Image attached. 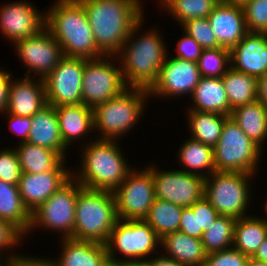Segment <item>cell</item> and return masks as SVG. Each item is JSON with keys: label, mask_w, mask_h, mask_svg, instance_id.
Here are the masks:
<instances>
[{"label": "cell", "mask_w": 267, "mask_h": 266, "mask_svg": "<svg viewBox=\"0 0 267 266\" xmlns=\"http://www.w3.org/2000/svg\"><path fill=\"white\" fill-rule=\"evenodd\" d=\"M143 21L144 17L132 29L115 59L120 61L122 76L127 87L149 90L157 81L160 68L168 53L159 30L151 28L150 31L148 29L142 35H137L136 31L142 30L140 28Z\"/></svg>", "instance_id": "obj_2"}, {"label": "cell", "mask_w": 267, "mask_h": 266, "mask_svg": "<svg viewBox=\"0 0 267 266\" xmlns=\"http://www.w3.org/2000/svg\"><path fill=\"white\" fill-rule=\"evenodd\" d=\"M230 110L256 101L257 78L230 67L222 77Z\"/></svg>", "instance_id": "obj_33"}, {"label": "cell", "mask_w": 267, "mask_h": 266, "mask_svg": "<svg viewBox=\"0 0 267 266\" xmlns=\"http://www.w3.org/2000/svg\"><path fill=\"white\" fill-rule=\"evenodd\" d=\"M13 45L22 65L27 68L26 77L38 76L37 78L44 80L64 57L62 47L46 28L35 36L16 41Z\"/></svg>", "instance_id": "obj_14"}, {"label": "cell", "mask_w": 267, "mask_h": 266, "mask_svg": "<svg viewBox=\"0 0 267 266\" xmlns=\"http://www.w3.org/2000/svg\"><path fill=\"white\" fill-rule=\"evenodd\" d=\"M85 9L98 50L117 56L135 25L144 17L142 0H79Z\"/></svg>", "instance_id": "obj_1"}, {"label": "cell", "mask_w": 267, "mask_h": 266, "mask_svg": "<svg viewBox=\"0 0 267 266\" xmlns=\"http://www.w3.org/2000/svg\"><path fill=\"white\" fill-rule=\"evenodd\" d=\"M102 266H124V262L122 261H116L112 259H107Z\"/></svg>", "instance_id": "obj_54"}, {"label": "cell", "mask_w": 267, "mask_h": 266, "mask_svg": "<svg viewBox=\"0 0 267 266\" xmlns=\"http://www.w3.org/2000/svg\"><path fill=\"white\" fill-rule=\"evenodd\" d=\"M253 174L215 171L205 178L204 197L219 215L235 219L247 217V206L252 198L249 185Z\"/></svg>", "instance_id": "obj_9"}, {"label": "cell", "mask_w": 267, "mask_h": 266, "mask_svg": "<svg viewBox=\"0 0 267 266\" xmlns=\"http://www.w3.org/2000/svg\"><path fill=\"white\" fill-rule=\"evenodd\" d=\"M124 266H148L147 262H124Z\"/></svg>", "instance_id": "obj_56"}, {"label": "cell", "mask_w": 267, "mask_h": 266, "mask_svg": "<svg viewBox=\"0 0 267 266\" xmlns=\"http://www.w3.org/2000/svg\"><path fill=\"white\" fill-rule=\"evenodd\" d=\"M62 250L58 259H51L53 266H102L108 259L105 244L92 241L61 239Z\"/></svg>", "instance_id": "obj_24"}, {"label": "cell", "mask_w": 267, "mask_h": 266, "mask_svg": "<svg viewBox=\"0 0 267 266\" xmlns=\"http://www.w3.org/2000/svg\"><path fill=\"white\" fill-rule=\"evenodd\" d=\"M147 98H150L147 89L127 87L117 97L97 105L93 109L94 130L101 132L97 139L118 140L129 133L142 118Z\"/></svg>", "instance_id": "obj_6"}, {"label": "cell", "mask_w": 267, "mask_h": 266, "mask_svg": "<svg viewBox=\"0 0 267 266\" xmlns=\"http://www.w3.org/2000/svg\"><path fill=\"white\" fill-rule=\"evenodd\" d=\"M249 258V256L231 247L207 254L203 266H247Z\"/></svg>", "instance_id": "obj_41"}, {"label": "cell", "mask_w": 267, "mask_h": 266, "mask_svg": "<svg viewBox=\"0 0 267 266\" xmlns=\"http://www.w3.org/2000/svg\"><path fill=\"white\" fill-rule=\"evenodd\" d=\"M31 129L27 142L57 151L65 160L68 151L64 145L55 107L47 104L31 116Z\"/></svg>", "instance_id": "obj_22"}, {"label": "cell", "mask_w": 267, "mask_h": 266, "mask_svg": "<svg viewBox=\"0 0 267 266\" xmlns=\"http://www.w3.org/2000/svg\"><path fill=\"white\" fill-rule=\"evenodd\" d=\"M184 33L191 36L203 49L221 47L208 18L190 19L181 25Z\"/></svg>", "instance_id": "obj_38"}, {"label": "cell", "mask_w": 267, "mask_h": 266, "mask_svg": "<svg viewBox=\"0 0 267 266\" xmlns=\"http://www.w3.org/2000/svg\"><path fill=\"white\" fill-rule=\"evenodd\" d=\"M46 11L45 28L60 44L64 56L86 60L104 56L97 48L93 30L79 0H57Z\"/></svg>", "instance_id": "obj_3"}, {"label": "cell", "mask_w": 267, "mask_h": 266, "mask_svg": "<svg viewBox=\"0 0 267 266\" xmlns=\"http://www.w3.org/2000/svg\"><path fill=\"white\" fill-rule=\"evenodd\" d=\"M231 67L249 76L267 73V33H251L230 49Z\"/></svg>", "instance_id": "obj_19"}, {"label": "cell", "mask_w": 267, "mask_h": 266, "mask_svg": "<svg viewBox=\"0 0 267 266\" xmlns=\"http://www.w3.org/2000/svg\"><path fill=\"white\" fill-rule=\"evenodd\" d=\"M112 58L115 57L103 56L85 61L82 103L87 107L94 109L97 105L117 97L127 88L119 59L116 60L119 63L116 62L115 65Z\"/></svg>", "instance_id": "obj_11"}, {"label": "cell", "mask_w": 267, "mask_h": 266, "mask_svg": "<svg viewBox=\"0 0 267 266\" xmlns=\"http://www.w3.org/2000/svg\"><path fill=\"white\" fill-rule=\"evenodd\" d=\"M46 105L45 85L42 79L23 77L11 80L6 113L31 117Z\"/></svg>", "instance_id": "obj_20"}, {"label": "cell", "mask_w": 267, "mask_h": 266, "mask_svg": "<svg viewBox=\"0 0 267 266\" xmlns=\"http://www.w3.org/2000/svg\"><path fill=\"white\" fill-rule=\"evenodd\" d=\"M23 238H26L25 235L17 227L0 219V256L5 254L4 250L10 249L12 251L11 248L22 244L20 242Z\"/></svg>", "instance_id": "obj_43"}, {"label": "cell", "mask_w": 267, "mask_h": 266, "mask_svg": "<svg viewBox=\"0 0 267 266\" xmlns=\"http://www.w3.org/2000/svg\"><path fill=\"white\" fill-rule=\"evenodd\" d=\"M117 220L113 192L80 189L76 199L74 240L106 244Z\"/></svg>", "instance_id": "obj_5"}, {"label": "cell", "mask_w": 267, "mask_h": 266, "mask_svg": "<svg viewBox=\"0 0 267 266\" xmlns=\"http://www.w3.org/2000/svg\"><path fill=\"white\" fill-rule=\"evenodd\" d=\"M267 237V222L258 216L236 219L233 247L252 257Z\"/></svg>", "instance_id": "obj_32"}, {"label": "cell", "mask_w": 267, "mask_h": 266, "mask_svg": "<svg viewBox=\"0 0 267 266\" xmlns=\"http://www.w3.org/2000/svg\"><path fill=\"white\" fill-rule=\"evenodd\" d=\"M60 134L64 145L69 148L74 141L85 138L94 130V111L83 103L55 107Z\"/></svg>", "instance_id": "obj_23"}, {"label": "cell", "mask_w": 267, "mask_h": 266, "mask_svg": "<svg viewBox=\"0 0 267 266\" xmlns=\"http://www.w3.org/2000/svg\"><path fill=\"white\" fill-rule=\"evenodd\" d=\"M262 149L229 117L213 147L214 164L219 172H243L256 175Z\"/></svg>", "instance_id": "obj_8"}, {"label": "cell", "mask_w": 267, "mask_h": 266, "mask_svg": "<svg viewBox=\"0 0 267 266\" xmlns=\"http://www.w3.org/2000/svg\"><path fill=\"white\" fill-rule=\"evenodd\" d=\"M152 172L156 199L181 207H191L204 196L205 178L181 169L159 170L155 164L147 167Z\"/></svg>", "instance_id": "obj_13"}, {"label": "cell", "mask_w": 267, "mask_h": 266, "mask_svg": "<svg viewBox=\"0 0 267 266\" xmlns=\"http://www.w3.org/2000/svg\"><path fill=\"white\" fill-rule=\"evenodd\" d=\"M31 257L30 255H21L9 260L7 266H53L52 261L49 258Z\"/></svg>", "instance_id": "obj_48"}, {"label": "cell", "mask_w": 267, "mask_h": 266, "mask_svg": "<svg viewBox=\"0 0 267 266\" xmlns=\"http://www.w3.org/2000/svg\"><path fill=\"white\" fill-rule=\"evenodd\" d=\"M21 173L22 171L15 148L2 149L0 151V179L11 185H18Z\"/></svg>", "instance_id": "obj_40"}, {"label": "cell", "mask_w": 267, "mask_h": 266, "mask_svg": "<svg viewBox=\"0 0 267 266\" xmlns=\"http://www.w3.org/2000/svg\"><path fill=\"white\" fill-rule=\"evenodd\" d=\"M22 173L53 171L64 158L51 149L29 142H21L15 147Z\"/></svg>", "instance_id": "obj_31"}, {"label": "cell", "mask_w": 267, "mask_h": 266, "mask_svg": "<svg viewBox=\"0 0 267 266\" xmlns=\"http://www.w3.org/2000/svg\"><path fill=\"white\" fill-rule=\"evenodd\" d=\"M177 154L179 165H184L182 171L199 175L203 178H207L216 171L213 147L200 141L192 138L185 140ZM204 171L206 172L204 173Z\"/></svg>", "instance_id": "obj_28"}, {"label": "cell", "mask_w": 267, "mask_h": 266, "mask_svg": "<svg viewBox=\"0 0 267 266\" xmlns=\"http://www.w3.org/2000/svg\"><path fill=\"white\" fill-rule=\"evenodd\" d=\"M256 99L267 108V73L257 78Z\"/></svg>", "instance_id": "obj_49"}, {"label": "cell", "mask_w": 267, "mask_h": 266, "mask_svg": "<svg viewBox=\"0 0 267 266\" xmlns=\"http://www.w3.org/2000/svg\"><path fill=\"white\" fill-rule=\"evenodd\" d=\"M8 253H9L8 255L6 254V256H7V258L5 259L6 261L3 260L4 257L0 256V266H7L10 259L16 258V257H19L22 255V254L19 255L18 252L16 253V251L14 253V250L12 252L9 251Z\"/></svg>", "instance_id": "obj_52"}, {"label": "cell", "mask_w": 267, "mask_h": 266, "mask_svg": "<svg viewBox=\"0 0 267 266\" xmlns=\"http://www.w3.org/2000/svg\"><path fill=\"white\" fill-rule=\"evenodd\" d=\"M193 105L189 110L231 115L222 77H201L191 96Z\"/></svg>", "instance_id": "obj_26"}, {"label": "cell", "mask_w": 267, "mask_h": 266, "mask_svg": "<svg viewBox=\"0 0 267 266\" xmlns=\"http://www.w3.org/2000/svg\"><path fill=\"white\" fill-rule=\"evenodd\" d=\"M183 207L154 199L148 216L144 219L160 238L179 229Z\"/></svg>", "instance_id": "obj_34"}, {"label": "cell", "mask_w": 267, "mask_h": 266, "mask_svg": "<svg viewBox=\"0 0 267 266\" xmlns=\"http://www.w3.org/2000/svg\"><path fill=\"white\" fill-rule=\"evenodd\" d=\"M242 9L248 32L267 33V0H251Z\"/></svg>", "instance_id": "obj_39"}, {"label": "cell", "mask_w": 267, "mask_h": 266, "mask_svg": "<svg viewBox=\"0 0 267 266\" xmlns=\"http://www.w3.org/2000/svg\"><path fill=\"white\" fill-rule=\"evenodd\" d=\"M182 36L183 37L178 40L176 46V52L178 55L176 54L174 57L197 63L203 52L202 46L187 33Z\"/></svg>", "instance_id": "obj_44"}, {"label": "cell", "mask_w": 267, "mask_h": 266, "mask_svg": "<svg viewBox=\"0 0 267 266\" xmlns=\"http://www.w3.org/2000/svg\"><path fill=\"white\" fill-rule=\"evenodd\" d=\"M189 134L191 138L205 145L214 147L221 136L225 121L230 117L212 112H201L187 109Z\"/></svg>", "instance_id": "obj_30"}, {"label": "cell", "mask_w": 267, "mask_h": 266, "mask_svg": "<svg viewBox=\"0 0 267 266\" xmlns=\"http://www.w3.org/2000/svg\"><path fill=\"white\" fill-rule=\"evenodd\" d=\"M197 64L201 77H223L231 67L230 49L225 47L203 49Z\"/></svg>", "instance_id": "obj_37"}, {"label": "cell", "mask_w": 267, "mask_h": 266, "mask_svg": "<svg viewBox=\"0 0 267 266\" xmlns=\"http://www.w3.org/2000/svg\"><path fill=\"white\" fill-rule=\"evenodd\" d=\"M162 245L165 250L164 255L183 266H203L205 263L207 253L201 239L176 231L161 238V247Z\"/></svg>", "instance_id": "obj_25"}, {"label": "cell", "mask_w": 267, "mask_h": 266, "mask_svg": "<svg viewBox=\"0 0 267 266\" xmlns=\"http://www.w3.org/2000/svg\"><path fill=\"white\" fill-rule=\"evenodd\" d=\"M251 0H225L228 4H233L236 6L243 7L246 3L250 2Z\"/></svg>", "instance_id": "obj_55"}, {"label": "cell", "mask_w": 267, "mask_h": 266, "mask_svg": "<svg viewBox=\"0 0 267 266\" xmlns=\"http://www.w3.org/2000/svg\"><path fill=\"white\" fill-rule=\"evenodd\" d=\"M247 266H267V263L250 257Z\"/></svg>", "instance_id": "obj_53"}, {"label": "cell", "mask_w": 267, "mask_h": 266, "mask_svg": "<svg viewBox=\"0 0 267 266\" xmlns=\"http://www.w3.org/2000/svg\"><path fill=\"white\" fill-rule=\"evenodd\" d=\"M236 219L219 215L201 238L207 254L233 247Z\"/></svg>", "instance_id": "obj_35"}, {"label": "cell", "mask_w": 267, "mask_h": 266, "mask_svg": "<svg viewBox=\"0 0 267 266\" xmlns=\"http://www.w3.org/2000/svg\"><path fill=\"white\" fill-rule=\"evenodd\" d=\"M207 18L221 47L231 49L248 33L240 6L217 3Z\"/></svg>", "instance_id": "obj_21"}, {"label": "cell", "mask_w": 267, "mask_h": 266, "mask_svg": "<svg viewBox=\"0 0 267 266\" xmlns=\"http://www.w3.org/2000/svg\"><path fill=\"white\" fill-rule=\"evenodd\" d=\"M160 256L150 257L147 262L148 266H183L173 258H169L166 255L160 253Z\"/></svg>", "instance_id": "obj_50"}, {"label": "cell", "mask_w": 267, "mask_h": 266, "mask_svg": "<svg viewBox=\"0 0 267 266\" xmlns=\"http://www.w3.org/2000/svg\"><path fill=\"white\" fill-rule=\"evenodd\" d=\"M0 7V33L13 44L45 28V12H40L30 2L21 0Z\"/></svg>", "instance_id": "obj_17"}, {"label": "cell", "mask_w": 267, "mask_h": 266, "mask_svg": "<svg viewBox=\"0 0 267 266\" xmlns=\"http://www.w3.org/2000/svg\"><path fill=\"white\" fill-rule=\"evenodd\" d=\"M2 114H6V117L8 116L7 118L10 124L9 126L11 127L10 130L16 133V135H19V139H21L19 140V143L27 142L29 131L32 125L31 117H23L15 114H9L6 112Z\"/></svg>", "instance_id": "obj_45"}, {"label": "cell", "mask_w": 267, "mask_h": 266, "mask_svg": "<svg viewBox=\"0 0 267 266\" xmlns=\"http://www.w3.org/2000/svg\"><path fill=\"white\" fill-rule=\"evenodd\" d=\"M64 159L53 171L21 173L18 190L30 213L51 197L71 176ZM68 168V169H67Z\"/></svg>", "instance_id": "obj_18"}, {"label": "cell", "mask_w": 267, "mask_h": 266, "mask_svg": "<svg viewBox=\"0 0 267 266\" xmlns=\"http://www.w3.org/2000/svg\"><path fill=\"white\" fill-rule=\"evenodd\" d=\"M84 145L80 169L72 176L85 188L114 192L133 169L117 140L95 138Z\"/></svg>", "instance_id": "obj_4"}, {"label": "cell", "mask_w": 267, "mask_h": 266, "mask_svg": "<svg viewBox=\"0 0 267 266\" xmlns=\"http://www.w3.org/2000/svg\"><path fill=\"white\" fill-rule=\"evenodd\" d=\"M159 4L163 1V0H156Z\"/></svg>", "instance_id": "obj_59"}, {"label": "cell", "mask_w": 267, "mask_h": 266, "mask_svg": "<svg viewBox=\"0 0 267 266\" xmlns=\"http://www.w3.org/2000/svg\"><path fill=\"white\" fill-rule=\"evenodd\" d=\"M190 208L193 212H197L198 239H201L203 233L216 221L219 214L204 196Z\"/></svg>", "instance_id": "obj_42"}, {"label": "cell", "mask_w": 267, "mask_h": 266, "mask_svg": "<svg viewBox=\"0 0 267 266\" xmlns=\"http://www.w3.org/2000/svg\"><path fill=\"white\" fill-rule=\"evenodd\" d=\"M12 74L4 68H0V114L5 113L8 106L9 87Z\"/></svg>", "instance_id": "obj_47"}, {"label": "cell", "mask_w": 267, "mask_h": 266, "mask_svg": "<svg viewBox=\"0 0 267 266\" xmlns=\"http://www.w3.org/2000/svg\"><path fill=\"white\" fill-rule=\"evenodd\" d=\"M252 257L267 263V237Z\"/></svg>", "instance_id": "obj_51"}, {"label": "cell", "mask_w": 267, "mask_h": 266, "mask_svg": "<svg viewBox=\"0 0 267 266\" xmlns=\"http://www.w3.org/2000/svg\"><path fill=\"white\" fill-rule=\"evenodd\" d=\"M213 1H215L216 3H224L225 2V0H213Z\"/></svg>", "instance_id": "obj_58"}, {"label": "cell", "mask_w": 267, "mask_h": 266, "mask_svg": "<svg viewBox=\"0 0 267 266\" xmlns=\"http://www.w3.org/2000/svg\"><path fill=\"white\" fill-rule=\"evenodd\" d=\"M105 245L109 259L146 262L153 252L160 251L161 238L144 219H118ZM116 252L124 255V258H118Z\"/></svg>", "instance_id": "obj_7"}, {"label": "cell", "mask_w": 267, "mask_h": 266, "mask_svg": "<svg viewBox=\"0 0 267 266\" xmlns=\"http://www.w3.org/2000/svg\"><path fill=\"white\" fill-rule=\"evenodd\" d=\"M230 117L262 149L267 138V108L256 100L233 109Z\"/></svg>", "instance_id": "obj_27"}, {"label": "cell", "mask_w": 267, "mask_h": 266, "mask_svg": "<svg viewBox=\"0 0 267 266\" xmlns=\"http://www.w3.org/2000/svg\"><path fill=\"white\" fill-rule=\"evenodd\" d=\"M168 56L160 68L157 81L148 90L149 96L167 100L183 94L191 96L201 78L198 64Z\"/></svg>", "instance_id": "obj_16"}, {"label": "cell", "mask_w": 267, "mask_h": 266, "mask_svg": "<svg viewBox=\"0 0 267 266\" xmlns=\"http://www.w3.org/2000/svg\"><path fill=\"white\" fill-rule=\"evenodd\" d=\"M113 193L118 219H145L155 199L152 172L146 166L138 172L133 168Z\"/></svg>", "instance_id": "obj_12"}, {"label": "cell", "mask_w": 267, "mask_h": 266, "mask_svg": "<svg viewBox=\"0 0 267 266\" xmlns=\"http://www.w3.org/2000/svg\"><path fill=\"white\" fill-rule=\"evenodd\" d=\"M178 231L198 238L197 212H193L190 207H183Z\"/></svg>", "instance_id": "obj_46"}, {"label": "cell", "mask_w": 267, "mask_h": 266, "mask_svg": "<svg viewBox=\"0 0 267 266\" xmlns=\"http://www.w3.org/2000/svg\"><path fill=\"white\" fill-rule=\"evenodd\" d=\"M162 9L166 10L180 26L190 19L206 18L217 4L213 0H163Z\"/></svg>", "instance_id": "obj_36"}, {"label": "cell", "mask_w": 267, "mask_h": 266, "mask_svg": "<svg viewBox=\"0 0 267 266\" xmlns=\"http://www.w3.org/2000/svg\"><path fill=\"white\" fill-rule=\"evenodd\" d=\"M86 59L64 56L43 80L47 104L54 107L82 103L83 72Z\"/></svg>", "instance_id": "obj_15"}, {"label": "cell", "mask_w": 267, "mask_h": 266, "mask_svg": "<svg viewBox=\"0 0 267 266\" xmlns=\"http://www.w3.org/2000/svg\"><path fill=\"white\" fill-rule=\"evenodd\" d=\"M264 211L267 213V199H266V204H265V206H264ZM266 215V218H262V219H264L266 222H267V214H265Z\"/></svg>", "instance_id": "obj_57"}, {"label": "cell", "mask_w": 267, "mask_h": 266, "mask_svg": "<svg viewBox=\"0 0 267 266\" xmlns=\"http://www.w3.org/2000/svg\"><path fill=\"white\" fill-rule=\"evenodd\" d=\"M0 219L17 227L25 236L28 234L31 213L21 199L18 185L0 179Z\"/></svg>", "instance_id": "obj_29"}, {"label": "cell", "mask_w": 267, "mask_h": 266, "mask_svg": "<svg viewBox=\"0 0 267 266\" xmlns=\"http://www.w3.org/2000/svg\"><path fill=\"white\" fill-rule=\"evenodd\" d=\"M83 186L71 176L51 197L31 213L28 233L42 227L73 239L76 199Z\"/></svg>", "instance_id": "obj_10"}]
</instances>
